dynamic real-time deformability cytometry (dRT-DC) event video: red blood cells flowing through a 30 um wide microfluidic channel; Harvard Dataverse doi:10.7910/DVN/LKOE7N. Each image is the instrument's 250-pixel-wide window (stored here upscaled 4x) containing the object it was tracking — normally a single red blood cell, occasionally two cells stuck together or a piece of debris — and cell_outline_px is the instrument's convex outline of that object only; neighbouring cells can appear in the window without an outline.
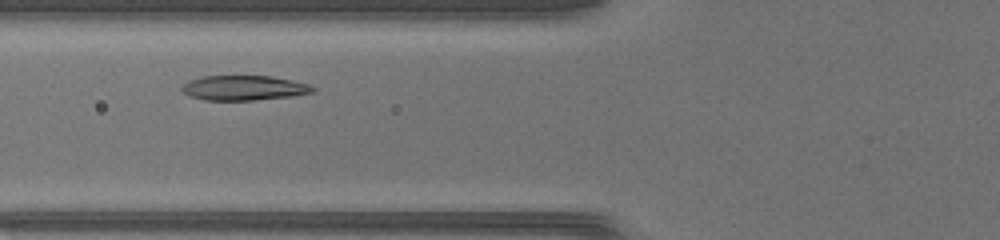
{"species": "common noctule bat (a hibernating species)", "species_latin": "Nyctalus noctula", "temperature_condition": "warm", "stored_images_in_passage": 29, "camera_frame_rate_fps": 3000, "um_per_image_px": 0.085, "animal": {"sex": "female", "body_mass_g": 17.0, "forearm_length_mm": 48.0}, "frame": {"image": 1, "passage_image": 6, "time_ms": 1.667, "image_size_px": [1000, 240], "cell_outline_px": [[316, 92], [292, 96], [252, 100], [204, 100], [188, 96], [180, 88], [180, 84], [188, 80], [204, 76], [272, 76], [292, 80], [308, 84], [316, 88]], "centroid_in_image_um": [20.7, 7.47], "position_along_channel_um": 105.1, "area_um2": 19.13}}
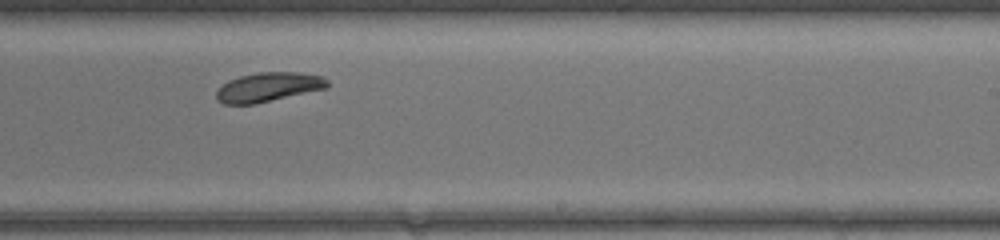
{"frame": {"image": 2, "passage_image": 18, "time_ms": 5.667, "image_size_px": [1000, 240], "cell_outline_px": [[328, 88], [256, 104], [224, 104], [216, 100], [216, 92], [228, 80], [240, 76], [260, 72], [300, 72], [324, 76], [328, 80]], "centroid_in_image_um": [22.84, 7.4], "position_along_channel_um": 266.2, "area_um2": 19.07}}
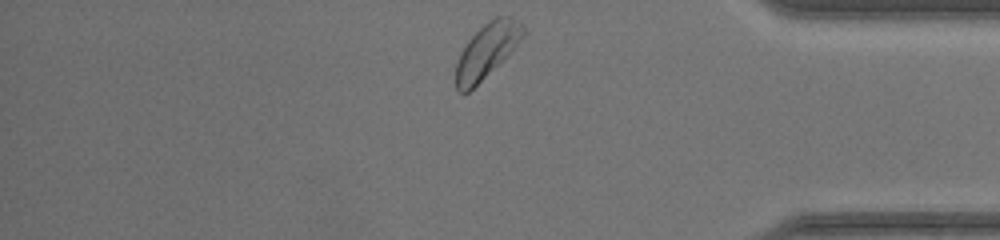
{"frame": {"image": 3, "passage_image": 29, "time_ms": 9.333, "image_size_px": [1000, 240], "cell_outline_px": [[524, 36], [508, 56], [468, 92], [456, 92], [456, 64], [460, 52], [468, 40], [484, 24], [496, 16], [512, 16], [524, 28]], "centroid_in_image_um": [41.38, 4.31], "position_along_channel_um": 393.8, "area_um2": 21.15}, "authors_computed_cell_mechanics": {"area_um2": 19.4786, "velocity_mm_per_s": 4.0413, "shape_relaxation_time_tau1_ms": 3.8393, "shape_relaxation_time_tau2_ms": null, "deformation_change_tau1": 0.1545, "deformation_change_tau2": null}}